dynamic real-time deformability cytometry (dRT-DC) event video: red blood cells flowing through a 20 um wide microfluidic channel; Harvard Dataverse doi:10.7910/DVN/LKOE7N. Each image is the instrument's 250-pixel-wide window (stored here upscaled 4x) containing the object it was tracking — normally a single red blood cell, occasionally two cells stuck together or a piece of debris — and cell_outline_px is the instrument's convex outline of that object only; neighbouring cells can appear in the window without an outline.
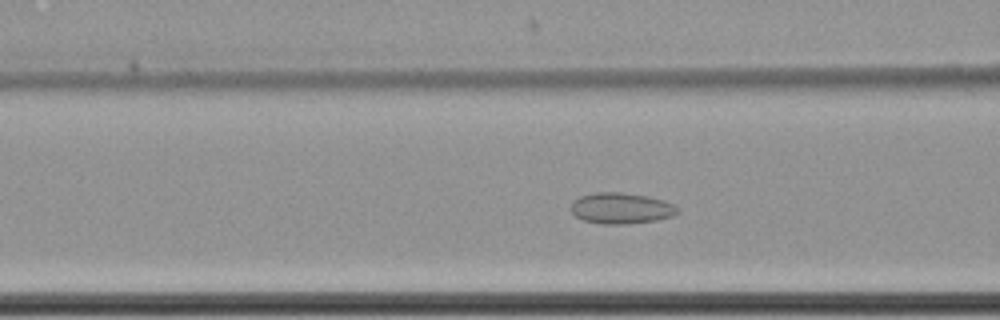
{"species": "common noctule bat (a hibernating species)", "species_latin": "Nyctalus noctula", "temperature_condition": "cold", "stored_images_in_passage": 52, "camera_frame_rate_fps": 3000, "um_per_image_px": 0.085, "animal": {"sex": "female", "body_mass_g": 22.7, "forearm_length_mm": 54.2}, "frame": {"image": 1, "passage_image": 17, "time_ms": 5.333, "image_size_px": [1000, 320], "cell_outline_px": [[680, 212], [672, 216], [656, 220], [628, 224], [600, 224], [584, 220], [576, 216], [568, 208], [572, 200], [580, 196], [592, 192], [620, 192], [648, 196], [664, 200], [680, 208]], "centroid_in_image_um": [52.77, 17.69], "position_along_channel_um": 113.8, "area_um2": 19.59}}
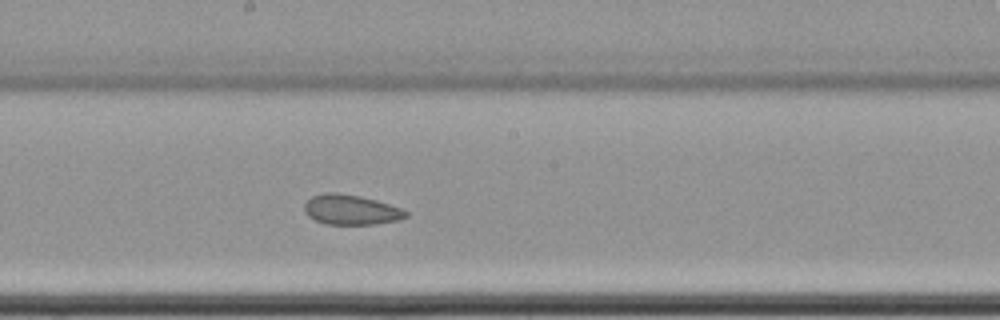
{"frame": {"image": 2, "passage_image": 26, "time_ms": 8.333, "image_size_px": [1000, 320], "cell_outline_px": [[408, 216], [400, 220], [372, 224], [328, 224], [316, 220], [308, 216], [304, 212], [304, 204], [312, 196], [328, 192], [340, 192], [360, 196], [376, 200], [400, 208], [408, 212]], "centroid_in_image_um": [29.82, 17.82], "position_along_channel_um": 218.4, "area_um2": 17.69}}
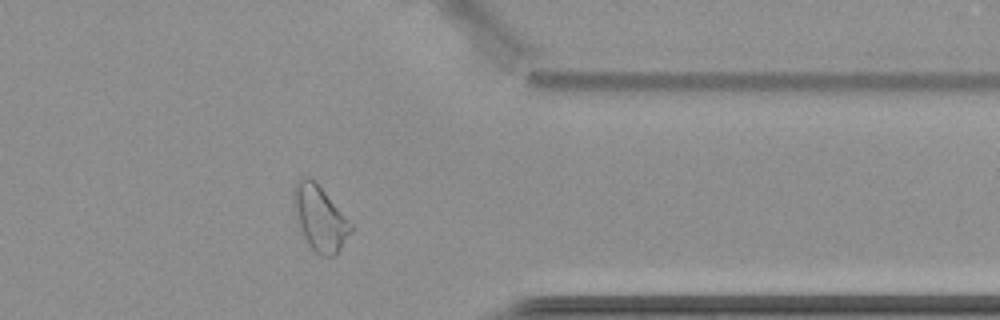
{"frame": {"image": 3, "passage_image": 41, "time_ms": 13.333, "image_size_px": [1000, 320], "cell_outline_px": [[356, 228], [340, 248], [332, 256], [324, 256], [316, 252], [308, 244], [300, 228], [292, 204], [292, 188], [296, 180], [300, 176], [312, 176]], "centroid_in_image_um": [27.17, 18.46], "position_along_channel_um": 384.2, "area_um2": 22.08}, "authors_computed_cell_mechanics": {"area_um2": 20.1433, "velocity_mm_per_s": 3.4814, "shape_relaxation_time_tau1_ms": null, "shape_relaxation_time_tau2_ms": 4.2113, "deformation_change_tau1": null, "deformation_change_tau2": 0.0794}}